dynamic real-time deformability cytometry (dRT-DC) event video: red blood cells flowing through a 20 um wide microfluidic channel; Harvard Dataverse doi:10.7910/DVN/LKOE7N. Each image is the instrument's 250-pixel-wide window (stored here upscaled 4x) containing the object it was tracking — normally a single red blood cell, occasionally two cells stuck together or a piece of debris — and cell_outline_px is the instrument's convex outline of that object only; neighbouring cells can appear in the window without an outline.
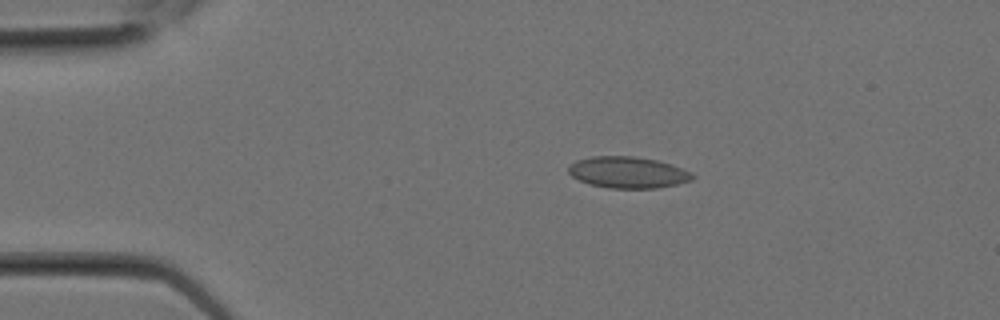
{"species": "Egyptian fruit bat (a non-hibernating species)", "species_latin": "Rousettus aegyptiacus", "temperature_condition": "room temperature", "stored_images_in_passage": 2, "camera_frame_rate_fps": 3000, "um_per_image_px": 0.085, "animal": {"sex": "female"}, "frame": {"image": 1, "passage_image": 1, "time_ms": 0.0, "image_size_px": [1000, 320], "cell_outline_px": [[696, 176], [692, 180], [676, 184], [656, 188], [608, 188], [588, 184], [572, 176], [568, 172], [568, 164], [576, 160], [592, 156], [632, 156], [656, 160], [672, 164], [692, 172]], "centroid_in_image_um": [53.36, 14.65], "position_along_channel_um": 31.6, "area_um2": 22.83}}
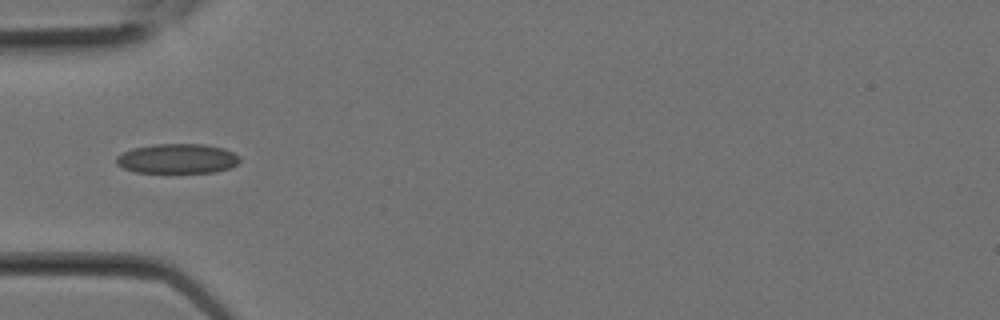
{"frame": {"image": 2, "passage_image": 2, "time_ms": 0.333, "image_size_px": [1000, 320], "cell_outline_px": [[240, 160], [236, 164], [228, 168], [216, 172], [136, 172], [124, 168], [116, 164], [116, 156], [132, 148], [152, 144], [204, 144], [224, 148], [240, 156]], "centroid_in_image_um": [15.07, 13.47], "position_along_channel_um": 69.9, "area_um2": 21.33}}